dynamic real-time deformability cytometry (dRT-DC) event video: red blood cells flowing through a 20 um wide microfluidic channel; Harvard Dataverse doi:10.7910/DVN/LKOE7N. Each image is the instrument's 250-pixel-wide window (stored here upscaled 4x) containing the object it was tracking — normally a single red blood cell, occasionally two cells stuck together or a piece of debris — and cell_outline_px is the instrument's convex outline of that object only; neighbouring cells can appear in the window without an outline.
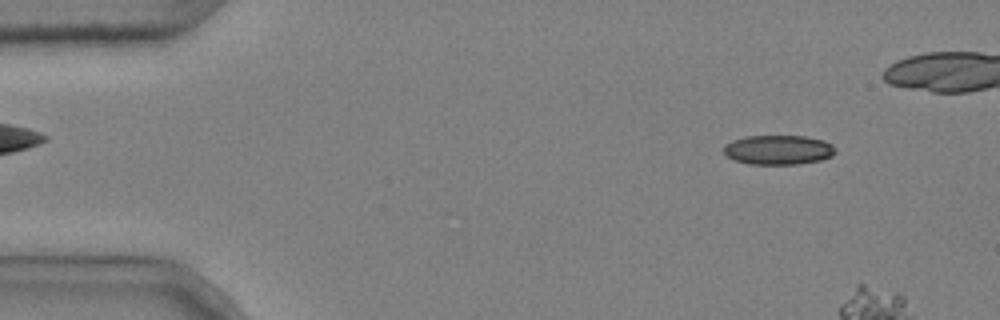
{"species": "common noctule bat (a hibernating species)", "species_latin": "Nyctalus noctula", "temperature_condition": "cold", "stored_images_in_passage": 8, "camera_frame_rate_fps": 3000, "um_per_image_px": 0.085, "animal": {"sex": "male", "body_mass_g": 20.4}, "frame": {"image": 1, "passage_image": 2, "time_ms": 0.333, "image_size_px": [1000, 320], "cell_outline_px": [[836, 152], [832, 156], [820, 160], [800, 164], [748, 164], [732, 160], [724, 152], [724, 144], [732, 140], [748, 136], [804, 136], [824, 140], [832, 144], [836, 148]], "centroid_in_image_um": [66.17, 12.74], "position_along_channel_um": 18.8, "area_um2": 19.36}}